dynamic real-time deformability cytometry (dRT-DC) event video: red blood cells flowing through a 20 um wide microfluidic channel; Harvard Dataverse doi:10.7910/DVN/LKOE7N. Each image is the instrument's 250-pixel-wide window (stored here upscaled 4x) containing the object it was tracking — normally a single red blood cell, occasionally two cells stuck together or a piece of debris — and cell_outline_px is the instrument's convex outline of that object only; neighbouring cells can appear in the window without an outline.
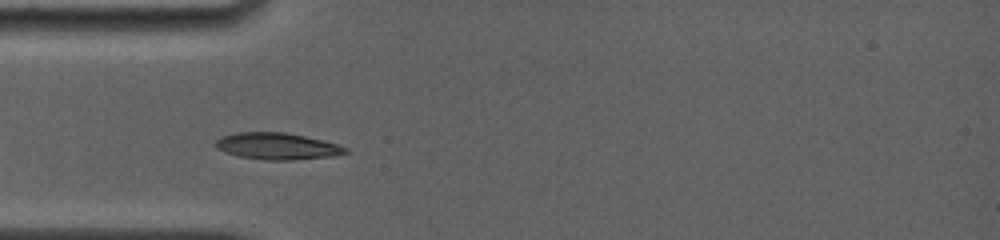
{"species": "common noctule bat (a hibernating species)", "species_latin": "Nyctalus noctula", "temperature_condition": "room temperature", "stored_images_in_passage": 21, "camera_frame_rate_fps": 4000, "um_per_image_px": 0.085, "animal": {"sex": "female", "body_mass_g": 19.0, "forearm_length_mm": 56.7}, "frame": {"image": 1, "passage_image": 1, "time_ms": 0.0, "image_size_px": [1000, 240], "cell_outline_px": [[348, 152], [332, 156], [292, 160], [264, 160], [240, 156], [224, 152], [216, 148], [216, 140], [220, 136], [236, 132], [284, 132], [304, 136], [336, 144], [348, 148]], "centroid_in_image_um": [23.51, 12.42], "position_along_channel_um": 61.5, "area_um2": 20.06}}
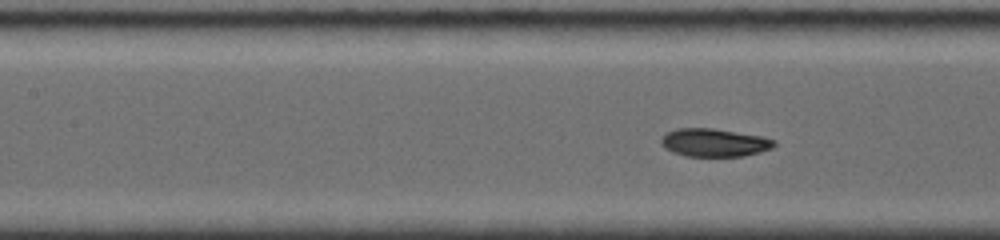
{"frame": {"image": 2, "passage_image": 13, "time_ms": 2.25, "image_size_px": [1000, 240], "cell_outline_px": [[776, 144], [772, 148], [760, 152], [744, 156], [684, 156], [672, 152], [660, 140], [668, 132], [676, 128], [712, 128], [764, 136], [776, 140]], "centroid_in_image_um": [60.78, 12.12], "position_along_channel_um": 146.6, "area_um2": 18.44}}
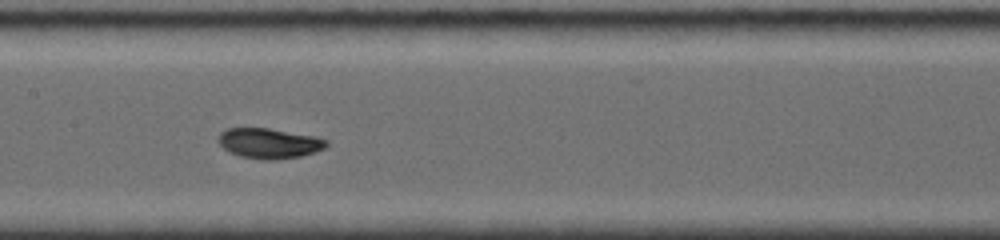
{"frame": {"image": 3, "passage_image": 20, "time_ms": 3.25, "image_size_px": [1000, 240], "cell_outline_px": [[328, 144], [324, 148], [316, 152], [300, 156], [272, 160], [264, 160], [240, 156], [224, 148], [220, 144], [220, 132], [228, 128], [268, 128], [316, 136], [328, 140]], "centroid_in_image_um": [22.93, 12.17], "position_along_channel_um": 184.5, "area_um2": 18.84}}